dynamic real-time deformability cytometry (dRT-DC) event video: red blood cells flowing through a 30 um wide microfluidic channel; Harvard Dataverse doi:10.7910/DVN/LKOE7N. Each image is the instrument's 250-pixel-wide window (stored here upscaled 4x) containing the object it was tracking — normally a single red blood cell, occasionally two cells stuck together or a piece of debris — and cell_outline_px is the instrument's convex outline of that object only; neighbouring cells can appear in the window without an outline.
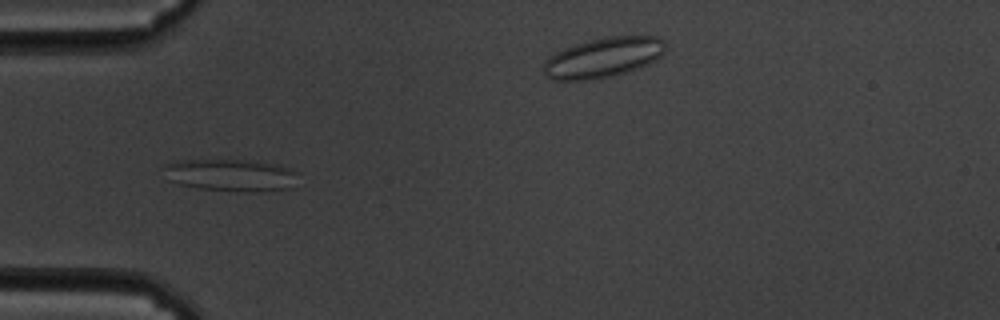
{"species": "common noctule bat (a hibernating species)", "species_latin": "Nyctalus noctula", "temperature_condition": "cold", "stored_images_in_passage": 57, "camera_frame_rate_fps": 3000, "um_per_image_px": 0.085, "animal": {"sex": "male", "body_mass_g": 19.5, "forearm_length_mm": 54.6}, "frame": {"image": 1, "passage_image": 17, "time_ms": 5.333, "image_size_px": [1000, 320], "cell_outline_px": [[300, 172], [288, 188], [256, 192], [244, 192], [200, 188], [180, 184], [164, 180], [164, 164], [176, 160], [244, 160], [280, 164]], "centroid_in_image_um": [19.57, 14.87], "position_along_channel_um": 65.4, "area_um2": 25.43}}
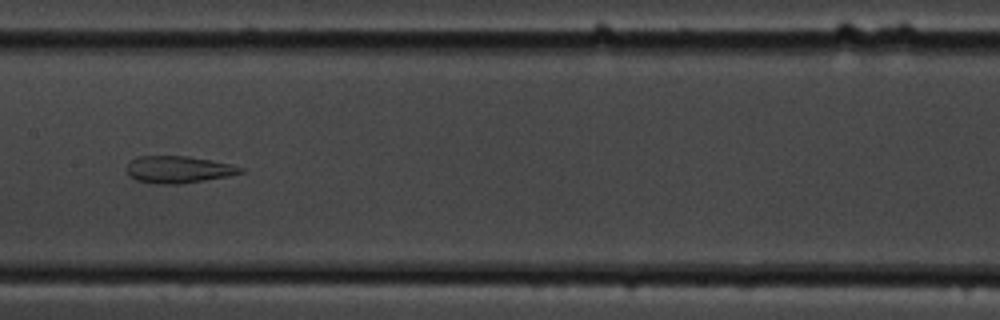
{"frame": {"image": 2, "passage_image": 28, "time_ms": 9.0, "image_size_px": [1000, 320], "cell_outline_px": [[244, 172], [228, 176], [180, 184], [156, 184], [136, 180], [128, 172], [128, 164], [132, 160], [140, 156], [188, 156], [232, 164], [244, 168]], "centroid_in_image_um": [15.21, 14.41], "position_along_channel_um": 192.2, "area_um2": 17.74}}
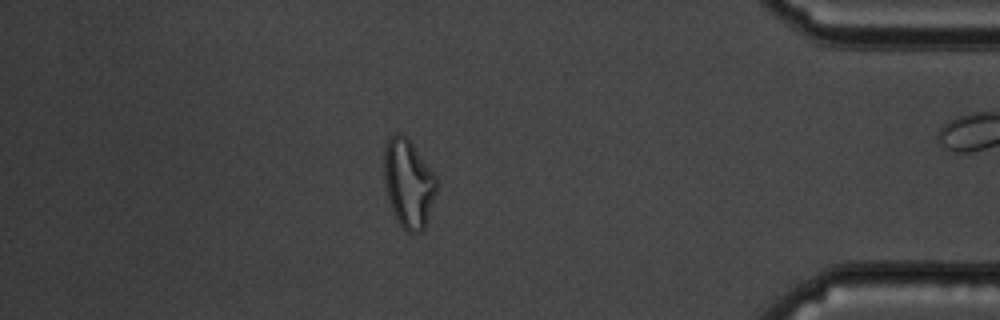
{"frame": {"image": 3, "passage_image": 49, "time_ms": 16.0, "image_size_px": [1000, 320], "cell_outline_px": [[436, 192], [428, 220], [424, 228], [420, 232], [408, 232], [400, 224], [392, 208], [388, 196], [384, 176], [384, 148], [388, 140], [396, 132], [408, 136], [436, 176]], "centroid_in_image_um": [34.73, 15.55], "position_along_channel_um": 400.5, "area_um2": 26.82}, "authors_computed_cell_mechanics": {"area_um2": 26.1834, "velocity_mm_per_s": 3.4743, "shape_relaxation_time_tau1_ms": null, "shape_relaxation_time_tau2_ms": 2.3823, "deformation_change_tau1": null, "deformation_change_tau2": 0.1057}}